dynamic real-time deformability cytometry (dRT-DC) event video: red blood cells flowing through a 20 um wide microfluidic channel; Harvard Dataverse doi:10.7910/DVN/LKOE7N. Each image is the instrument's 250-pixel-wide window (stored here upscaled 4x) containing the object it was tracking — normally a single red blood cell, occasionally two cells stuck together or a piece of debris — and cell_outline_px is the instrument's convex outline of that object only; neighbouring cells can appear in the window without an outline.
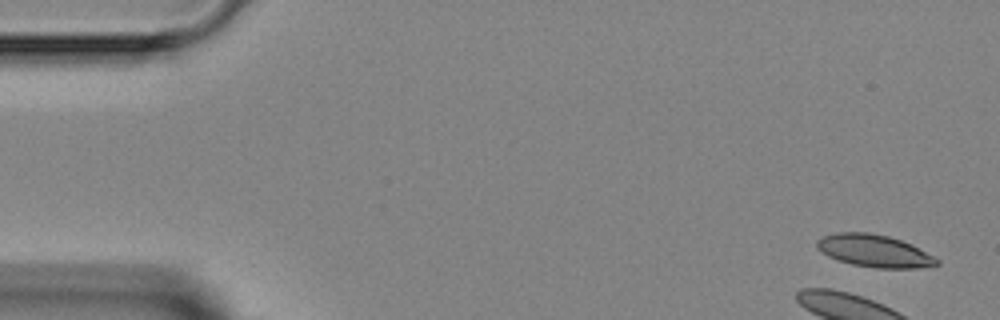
{"species": "Egyptian fruit bat (a non-hibernating species)", "species_latin": "Rousettus aegyptiacus", "temperature_condition": "room temperature", "stored_images_in_passage": 6, "camera_frame_rate_fps": 3000, "um_per_image_px": 0.085, "animal": {"sex": "female"}, "frame": {"image": 1, "passage_image": 1, "time_ms": 0.0, "image_size_px": [1000, 320], "cell_outline_px": [[940, 264], [916, 268], [876, 268], [852, 264], [828, 256], [816, 248], [816, 240], [824, 236], [836, 232], [868, 232], [888, 236], [912, 244], [940, 260]], "centroid_in_image_um": [74.31, 21.32], "position_along_channel_um": 10.7, "area_um2": 22.54}}